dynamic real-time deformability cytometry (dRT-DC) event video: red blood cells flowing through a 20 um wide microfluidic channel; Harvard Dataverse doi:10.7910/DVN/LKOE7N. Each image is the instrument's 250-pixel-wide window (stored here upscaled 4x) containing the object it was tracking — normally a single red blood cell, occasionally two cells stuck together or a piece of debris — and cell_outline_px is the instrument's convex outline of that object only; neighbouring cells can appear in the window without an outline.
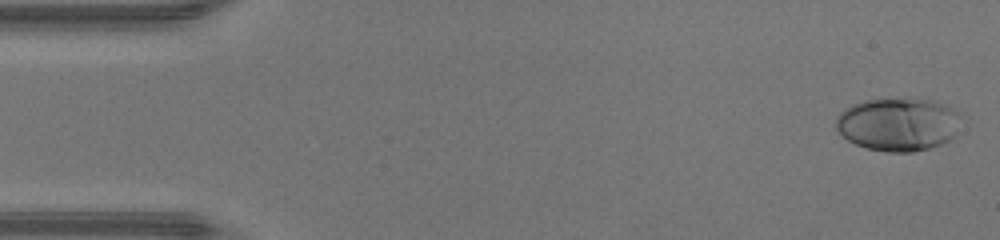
{"species": "human", "species_latin": "Homo sapiens", "temperature_condition": "warm", "stored_images_in_passage": 47, "camera_frame_rate_fps": 3000, "um_per_image_px": 0.085, "donor": {"sex": "male"}, "frame": {"image": 1, "passage_image": 1, "time_ms": 0.0, "image_size_px": [1000, 240], "cell_outline_px": [[960, 116], [956, 136], [940, 144], [928, 148], [912, 152], [888, 152], [868, 148], [856, 144], [848, 140], [836, 128], [836, 116], [844, 108], [852, 104], [864, 100], [908, 96], [936, 100], [948, 104]], "centroid_in_image_um": [76.36, 10.51], "position_along_channel_um": 8.6, "area_um2": 39.54}}
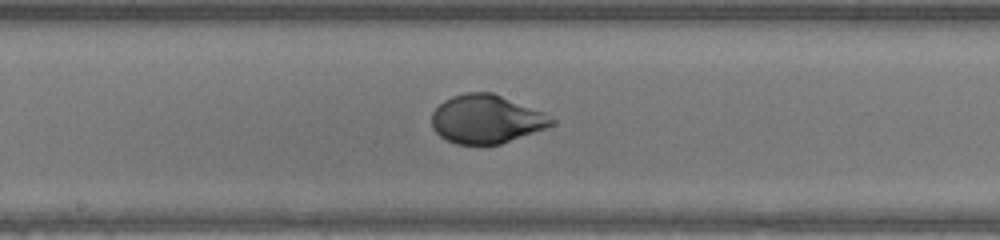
{"frame": {"image": 2, "passage_image": 24, "time_ms": 7.667, "image_size_px": [1000, 240], "cell_outline_px": [[556, 124], [548, 128], [500, 144], [456, 144], [444, 140], [432, 128], [432, 112], [444, 100], [452, 96], [464, 92], [492, 92], [544, 112], [556, 120]], "centroid_in_image_um": [41.35, 10.13], "position_along_channel_um": 206.8, "area_um2": 34.16}}
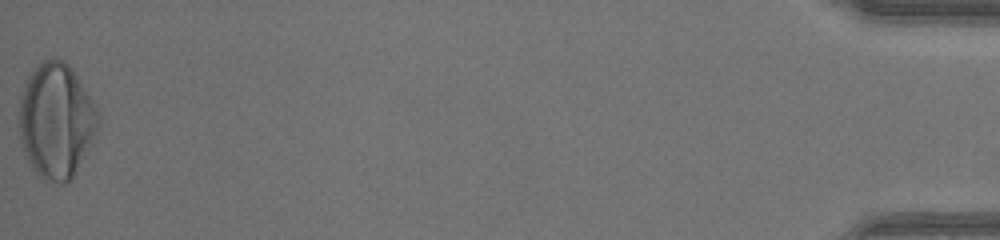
{"frame": {"image": 3, "passage_image": 47, "time_ms": 15.333, "image_size_px": [1000, 240], "cell_outline_px": [[100, 124], [92, 144], [76, 172], [64, 184], [60, 184], [44, 180], [32, 168], [28, 160], [20, 140], [20, 96], [24, 84], [28, 76], [44, 60], [56, 56], [64, 60], [68, 64], [76, 76], [96, 108], [100, 116]], "centroid_in_image_um": [4.79, 10.28], "position_along_channel_um": 430.4, "area_um2": 52.77}, "authors_computed_cell_mechanics": {"area_um2": 35.547, "velocity_mm_per_s": 4.3537, "shape_relaxation_time_tau1_ms": 3.9026, "shape_relaxation_time_tau2_ms": null, "deformation_change_tau1": 0.2269, "deformation_change_tau2": null}}